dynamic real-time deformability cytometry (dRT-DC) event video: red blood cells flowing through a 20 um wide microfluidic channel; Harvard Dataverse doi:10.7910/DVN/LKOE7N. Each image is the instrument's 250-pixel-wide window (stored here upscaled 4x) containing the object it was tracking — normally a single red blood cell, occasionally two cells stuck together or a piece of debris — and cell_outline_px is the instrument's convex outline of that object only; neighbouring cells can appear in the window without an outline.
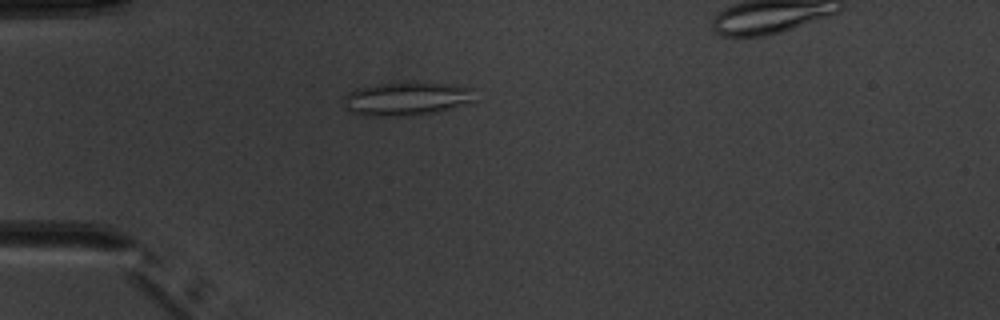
{"species": "common noctule bat (a hibernating species)", "species_latin": "Nyctalus noctula", "temperature_condition": "warm", "stored_images_in_passage": 6, "camera_frame_rate_fps": 3000, "um_per_image_px": 0.085, "animal": {"sex": "male", "body_mass_g": 20.1, "forearm_length_mm": 53.5}, "frame": {"image": 1, "passage_image": 5, "time_ms": 4.333, "image_size_px": [1000, 320], "cell_outline_px": [[476, 100], [472, 104], [436, 112], [412, 116], [364, 116], [352, 112], [344, 108], [344, 96], [348, 92], [356, 88], [380, 84], [416, 80], [476, 88]], "centroid_in_image_um": [34.64, 8.38], "position_along_channel_um": 50.4, "area_um2": 26.7}}